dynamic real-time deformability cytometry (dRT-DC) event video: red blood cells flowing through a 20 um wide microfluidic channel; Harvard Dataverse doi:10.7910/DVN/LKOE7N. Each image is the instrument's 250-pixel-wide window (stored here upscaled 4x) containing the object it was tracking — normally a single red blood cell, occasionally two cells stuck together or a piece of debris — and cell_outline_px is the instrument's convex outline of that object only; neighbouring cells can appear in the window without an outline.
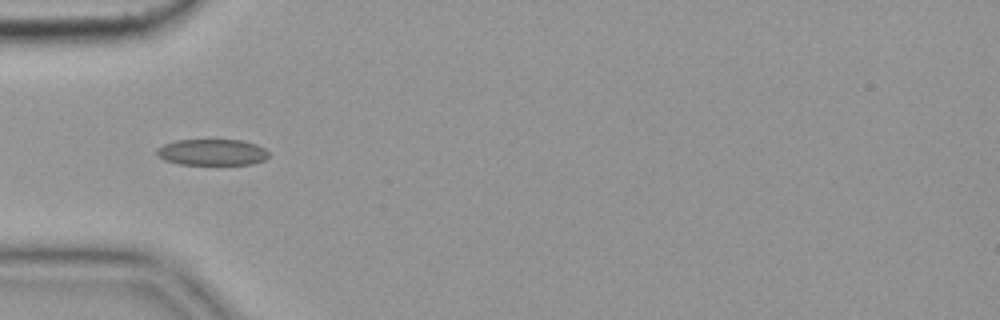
{"species": "common noctule bat (a hibernating species)", "species_latin": "Nyctalus noctula", "temperature_condition": "cold", "stored_images_in_passage": 11, "camera_frame_rate_fps": 3000, "um_per_image_px": 0.085, "animal": {"sex": "female", "body_mass_g": 19.9}, "frame": {"image": 1, "passage_image": 5, "time_ms": 1.333, "image_size_px": [1000, 320], "cell_outline_px": [[268, 156], [264, 160], [252, 164], [180, 164], [164, 160], [156, 152], [156, 148], [164, 144], [176, 140], [240, 140], [256, 144], [264, 148], [268, 152]], "centroid_in_image_um": [18.02, 12.94], "position_along_channel_um": 67.0, "area_um2": 16.99}}